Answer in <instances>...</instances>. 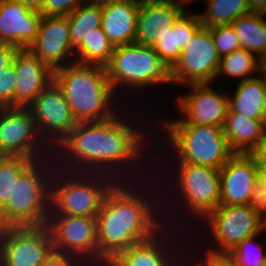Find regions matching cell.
<instances>
[{"mask_svg":"<svg viewBox=\"0 0 266 266\" xmlns=\"http://www.w3.org/2000/svg\"><path fill=\"white\" fill-rule=\"evenodd\" d=\"M120 107L122 108L121 111L108 120L77 123L53 150L56 167L66 171L103 173L113 177L116 181H137L139 178V180H144L145 178L149 180L147 178L151 177L150 174H154L152 172L155 170L150 168V173V170L147 169L149 168L148 165H146L147 162H142V160L148 159V161H150L151 159L152 164L154 160H156L153 165H157L156 157L159 155L160 151L158 150V152L153 154L156 155L155 158L154 156L152 157L153 160L148 156L151 154L149 145L152 139L157 141L155 139H157L158 136L156 135L155 138L153 134L155 132L154 128H152L153 132L150 129H148L150 132H148V130L146 131V127L142 126L145 120L141 119V122L139 119L138 121V119H136L138 117H135L136 115L134 114L135 111H131L134 117L132 115L128 116V108L125 111V108L123 109L122 106ZM138 122H141V124ZM140 126L144 127V130L143 128L140 129ZM149 133H151L154 138L152 137V139H150ZM146 141H149V143ZM146 144H149L148 147ZM148 148L149 152L146 150ZM142 163L145 165L142 166ZM137 165L142 167V171L143 169L144 171L142 172L141 168L139 169ZM145 170L148 172L146 173ZM135 173H137V175ZM145 173H149V176Z\"/></svg>","mask_w":266,"mask_h":266,"instance_id":"obj_1","label":"cell"},{"mask_svg":"<svg viewBox=\"0 0 266 266\" xmlns=\"http://www.w3.org/2000/svg\"><path fill=\"white\" fill-rule=\"evenodd\" d=\"M155 177H150L153 182L117 181L107 192L96 216L98 266H106L120 252L148 240L164 226L161 186Z\"/></svg>","mask_w":266,"mask_h":266,"instance_id":"obj_2","label":"cell"},{"mask_svg":"<svg viewBox=\"0 0 266 266\" xmlns=\"http://www.w3.org/2000/svg\"><path fill=\"white\" fill-rule=\"evenodd\" d=\"M173 165H175L174 169H173ZM170 166H171V168H170ZM170 166L167 165L165 168L169 167V168H167L168 170L172 169V173L170 174L172 176V178L170 177V175L166 176V173H164V170L159 172V173L162 172L164 174L163 177L159 176V173L157 172V170L155 171L158 174V175L157 174H155V175H156V177L158 178V180L160 182L162 180L163 181L167 180L166 182L164 181V183L166 184L169 181L168 184H166L167 186L163 182L160 183V186L162 187L161 188V199H163V200H161L162 201L161 202V208H162V210L164 212L162 214L164 225H167L169 227H170V225L172 227L175 226V228L177 226L178 231L180 233H182V231L184 232L185 230L190 232V231H193V230H191L189 228L191 225H189L190 223L188 222L189 221L188 220L189 219L188 214L190 215V218L194 217L193 219L199 217L198 220L201 223V221L210 212L214 211L220 205L221 185H220L219 169L211 168V167H208V166L183 163V162H173V164L170 165ZM173 170L176 173L173 172ZM165 176L167 178H164ZM170 179H172L171 180L172 182L170 181ZM169 183L172 184L170 188H168L170 186ZM165 188H166V190H165ZM173 190H175V191H173ZM171 192H173V193H171ZM168 193L170 195L172 194L171 196H175V197L171 199V197H170V195ZM177 194H179V195H177ZM162 196L167 201H165ZM167 198L169 200L171 199V201L169 202V200ZM175 202L177 203L176 205L174 204ZM168 203H169V205H168ZM170 203H172V204H170ZM180 204H181V206H180ZM171 206L173 207V209H172L173 212L170 214L169 212H170ZM176 206H178V207H176ZM166 207L168 208V210H167ZM174 208L176 210H177V208H179L178 209L179 211L178 210L177 211L174 210ZM182 208H184V209H182ZM189 212H191V213H189ZM185 214H187V215H185ZM172 215H175L177 218H175V216H172ZM184 216L185 217L188 216V217L185 218ZM167 217L169 218V220H168ZM170 217H173V218H170ZM179 217H181V218L179 219ZM182 217H184V218H182ZM172 219H173V221H176L178 224H176V222H174L175 223L174 224ZM177 219H178V221H177ZM181 219H187V222L184 223V222H182ZM170 220L172 222H169ZM180 220H181V222H179ZM179 223H182V224L184 223V225H181V224L179 225ZM185 224H188V226H185ZM181 226H182L183 229L181 228Z\"/></svg>","mask_w":266,"mask_h":266,"instance_id":"obj_3","label":"cell"},{"mask_svg":"<svg viewBox=\"0 0 266 266\" xmlns=\"http://www.w3.org/2000/svg\"><path fill=\"white\" fill-rule=\"evenodd\" d=\"M54 81L62 89L77 123L108 120L121 110L117 103L124 105L101 65L67 64L54 71Z\"/></svg>","mask_w":266,"mask_h":266,"instance_id":"obj_4","label":"cell"},{"mask_svg":"<svg viewBox=\"0 0 266 266\" xmlns=\"http://www.w3.org/2000/svg\"><path fill=\"white\" fill-rule=\"evenodd\" d=\"M50 163V164H49ZM54 155L33 161L13 184L12 195L0 210V228L40 226L48 222Z\"/></svg>","mask_w":266,"mask_h":266,"instance_id":"obj_5","label":"cell"},{"mask_svg":"<svg viewBox=\"0 0 266 266\" xmlns=\"http://www.w3.org/2000/svg\"><path fill=\"white\" fill-rule=\"evenodd\" d=\"M116 182L107 174L56 167L50 182L49 215L96 217L107 192Z\"/></svg>","mask_w":266,"mask_h":266,"instance_id":"obj_6","label":"cell"},{"mask_svg":"<svg viewBox=\"0 0 266 266\" xmlns=\"http://www.w3.org/2000/svg\"><path fill=\"white\" fill-rule=\"evenodd\" d=\"M168 144L171 153L168 165L183 162L220 169L234 155L231 151L223 127L199 124L157 125ZM165 132V134H164ZM173 149H170L172 148ZM175 155H172V152ZM174 156V158H172ZM176 157V158H175Z\"/></svg>","mask_w":266,"mask_h":266,"instance_id":"obj_7","label":"cell"},{"mask_svg":"<svg viewBox=\"0 0 266 266\" xmlns=\"http://www.w3.org/2000/svg\"><path fill=\"white\" fill-rule=\"evenodd\" d=\"M105 69L117 97L128 99L126 100L128 103L130 97H125L128 93L126 88L132 93L134 89L135 92H139L152 85L171 83L170 70L160 60L153 46L135 42L115 46L112 58ZM119 93L120 96L123 93L121 97Z\"/></svg>","mask_w":266,"mask_h":266,"instance_id":"obj_8","label":"cell"},{"mask_svg":"<svg viewBox=\"0 0 266 266\" xmlns=\"http://www.w3.org/2000/svg\"><path fill=\"white\" fill-rule=\"evenodd\" d=\"M201 222L214 240L206 249L217 254H228L246 238L266 231V222L249 205H219Z\"/></svg>","mask_w":266,"mask_h":266,"instance_id":"obj_9","label":"cell"},{"mask_svg":"<svg viewBox=\"0 0 266 266\" xmlns=\"http://www.w3.org/2000/svg\"><path fill=\"white\" fill-rule=\"evenodd\" d=\"M52 153L53 150L39 136L27 108H0V156L25 157L36 161Z\"/></svg>","mask_w":266,"mask_h":266,"instance_id":"obj_10","label":"cell"},{"mask_svg":"<svg viewBox=\"0 0 266 266\" xmlns=\"http://www.w3.org/2000/svg\"><path fill=\"white\" fill-rule=\"evenodd\" d=\"M218 55L210 28L202 26L182 50L170 69L173 85L212 84L219 67Z\"/></svg>","mask_w":266,"mask_h":266,"instance_id":"obj_11","label":"cell"},{"mask_svg":"<svg viewBox=\"0 0 266 266\" xmlns=\"http://www.w3.org/2000/svg\"><path fill=\"white\" fill-rule=\"evenodd\" d=\"M53 250L47 224L0 228V266H40Z\"/></svg>","mask_w":266,"mask_h":266,"instance_id":"obj_12","label":"cell"},{"mask_svg":"<svg viewBox=\"0 0 266 266\" xmlns=\"http://www.w3.org/2000/svg\"><path fill=\"white\" fill-rule=\"evenodd\" d=\"M53 249L78 256L88 266H98L96 217L49 215Z\"/></svg>","mask_w":266,"mask_h":266,"instance_id":"obj_13","label":"cell"},{"mask_svg":"<svg viewBox=\"0 0 266 266\" xmlns=\"http://www.w3.org/2000/svg\"><path fill=\"white\" fill-rule=\"evenodd\" d=\"M39 136L54 150L77 124L62 89L51 82L27 107Z\"/></svg>","mask_w":266,"mask_h":266,"instance_id":"obj_14","label":"cell"},{"mask_svg":"<svg viewBox=\"0 0 266 266\" xmlns=\"http://www.w3.org/2000/svg\"><path fill=\"white\" fill-rule=\"evenodd\" d=\"M188 93L178 96L176 107L182 118L168 121L163 118L161 124H199L223 127L229 109V94L220 93V89L211 84H191Z\"/></svg>","mask_w":266,"mask_h":266,"instance_id":"obj_15","label":"cell"},{"mask_svg":"<svg viewBox=\"0 0 266 266\" xmlns=\"http://www.w3.org/2000/svg\"><path fill=\"white\" fill-rule=\"evenodd\" d=\"M172 228L173 227H170V230L169 226L164 225L148 240L131 245L124 251L120 252L109 263H107L106 266H181L183 264L182 262H184L181 254H184L183 250L187 249L185 247H188V243L186 242L185 244V241H187L186 239L184 242H181L183 241V232L180 237V233H176V229L178 228L176 227L173 230ZM174 232L179 238H176ZM178 239L179 242L177 241ZM181 247L183 249L182 251L180 250ZM176 248L179 250H176Z\"/></svg>","mask_w":266,"mask_h":266,"instance_id":"obj_16","label":"cell"},{"mask_svg":"<svg viewBox=\"0 0 266 266\" xmlns=\"http://www.w3.org/2000/svg\"><path fill=\"white\" fill-rule=\"evenodd\" d=\"M27 49L52 71L74 63L68 16H43L38 34Z\"/></svg>","mask_w":266,"mask_h":266,"instance_id":"obj_17","label":"cell"},{"mask_svg":"<svg viewBox=\"0 0 266 266\" xmlns=\"http://www.w3.org/2000/svg\"><path fill=\"white\" fill-rule=\"evenodd\" d=\"M220 175V205H248L251 192L259 182V169L251 154H234Z\"/></svg>","mask_w":266,"mask_h":266,"instance_id":"obj_18","label":"cell"},{"mask_svg":"<svg viewBox=\"0 0 266 266\" xmlns=\"http://www.w3.org/2000/svg\"><path fill=\"white\" fill-rule=\"evenodd\" d=\"M15 70V107L28 105L54 81V71L28 49H18L13 57Z\"/></svg>","mask_w":266,"mask_h":266,"instance_id":"obj_19","label":"cell"},{"mask_svg":"<svg viewBox=\"0 0 266 266\" xmlns=\"http://www.w3.org/2000/svg\"><path fill=\"white\" fill-rule=\"evenodd\" d=\"M43 15L14 0L0 1V42L27 49L35 40Z\"/></svg>","mask_w":266,"mask_h":266,"instance_id":"obj_20","label":"cell"},{"mask_svg":"<svg viewBox=\"0 0 266 266\" xmlns=\"http://www.w3.org/2000/svg\"><path fill=\"white\" fill-rule=\"evenodd\" d=\"M180 0H141L137 15L135 43L153 46L158 29L172 28L185 11Z\"/></svg>","mask_w":266,"mask_h":266,"instance_id":"obj_21","label":"cell"},{"mask_svg":"<svg viewBox=\"0 0 266 266\" xmlns=\"http://www.w3.org/2000/svg\"><path fill=\"white\" fill-rule=\"evenodd\" d=\"M186 12L187 10L178 17L172 28L158 29V40L153 45L160 60L169 70L179 60L184 47L203 26L198 13Z\"/></svg>","mask_w":266,"mask_h":266,"instance_id":"obj_22","label":"cell"},{"mask_svg":"<svg viewBox=\"0 0 266 266\" xmlns=\"http://www.w3.org/2000/svg\"><path fill=\"white\" fill-rule=\"evenodd\" d=\"M141 0H123L102 7V29L113 46L135 42Z\"/></svg>","mask_w":266,"mask_h":266,"instance_id":"obj_23","label":"cell"},{"mask_svg":"<svg viewBox=\"0 0 266 266\" xmlns=\"http://www.w3.org/2000/svg\"><path fill=\"white\" fill-rule=\"evenodd\" d=\"M223 132L234 154H251L266 137L261 120L234 112H227Z\"/></svg>","mask_w":266,"mask_h":266,"instance_id":"obj_24","label":"cell"},{"mask_svg":"<svg viewBox=\"0 0 266 266\" xmlns=\"http://www.w3.org/2000/svg\"><path fill=\"white\" fill-rule=\"evenodd\" d=\"M236 84L234 93L229 95L228 112L240 113L246 118L260 120L266 90V68L259 73V77L256 74Z\"/></svg>","mask_w":266,"mask_h":266,"instance_id":"obj_25","label":"cell"},{"mask_svg":"<svg viewBox=\"0 0 266 266\" xmlns=\"http://www.w3.org/2000/svg\"><path fill=\"white\" fill-rule=\"evenodd\" d=\"M241 48L254 53L266 64V29L259 13L240 16L232 23Z\"/></svg>","mask_w":266,"mask_h":266,"instance_id":"obj_26","label":"cell"},{"mask_svg":"<svg viewBox=\"0 0 266 266\" xmlns=\"http://www.w3.org/2000/svg\"><path fill=\"white\" fill-rule=\"evenodd\" d=\"M265 68L266 64L254 53L244 48H239L228 55L220 57L215 80L218 79L217 77L220 78V76L224 75L227 79L240 77L237 82H242L254 77L255 72L258 74Z\"/></svg>","mask_w":266,"mask_h":266,"instance_id":"obj_27","label":"cell"},{"mask_svg":"<svg viewBox=\"0 0 266 266\" xmlns=\"http://www.w3.org/2000/svg\"><path fill=\"white\" fill-rule=\"evenodd\" d=\"M204 13H198L204 27L232 24L240 16L251 13L248 0H206Z\"/></svg>","mask_w":266,"mask_h":266,"instance_id":"obj_28","label":"cell"},{"mask_svg":"<svg viewBox=\"0 0 266 266\" xmlns=\"http://www.w3.org/2000/svg\"><path fill=\"white\" fill-rule=\"evenodd\" d=\"M113 51V44L102 27H98L75 49V62L105 67L110 62Z\"/></svg>","mask_w":266,"mask_h":266,"instance_id":"obj_29","label":"cell"},{"mask_svg":"<svg viewBox=\"0 0 266 266\" xmlns=\"http://www.w3.org/2000/svg\"><path fill=\"white\" fill-rule=\"evenodd\" d=\"M68 18L71 44L76 49L95 28L102 26V7L85 2L70 13Z\"/></svg>","mask_w":266,"mask_h":266,"instance_id":"obj_30","label":"cell"},{"mask_svg":"<svg viewBox=\"0 0 266 266\" xmlns=\"http://www.w3.org/2000/svg\"><path fill=\"white\" fill-rule=\"evenodd\" d=\"M34 160L25 157L0 156V210L12 195L13 184Z\"/></svg>","mask_w":266,"mask_h":266,"instance_id":"obj_31","label":"cell"},{"mask_svg":"<svg viewBox=\"0 0 266 266\" xmlns=\"http://www.w3.org/2000/svg\"><path fill=\"white\" fill-rule=\"evenodd\" d=\"M258 237L259 234L246 238L228 253L238 266H264L266 252L256 241Z\"/></svg>","mask_w":266,"mask_h":266,"instance_id":"obj_32","label":"cell"},{"mask_svg":"<svg viewBox=\"0 0 266 266\" xmlns=\"http://www.w3.org/2000/svg\"><path fill=\"white\" fill-rule=\"evenodd\" d=\"M210 32L220 57L241 48L232 24L213 26L210 28Z\"/></svg>","mask_w":266,"mask_h":266,"instance_id":"obj_33","label":"cell"},{"mask_svg":"<svg viewBox=\"0 0 266 266\" xmlns=\"http://www.w3.org/2000/svg\"><path fill=\"white\" fill-rule=\"evenodd\" d=\"M15 70L12 62L0 70V108L15 107Z\"/></svg>","mask_w":266,"mask_h":266,"instance_id":"obj_34","label":"cell"},{"mask_svg":"<svg viewBox=\"0 0 266 266\" xmlns=\"http://www.w3.org/2000/svg\"><path fill=\"white\" fill-rule=\"evenodd\" d=\"M86 0H45L42 11L43 16H68Z\"/></svg>","mask_w":266,"mask_h":266,"instance_id":"obj_35","label":"cell"},{"mask_svg":"<svg viewBox=\"0 0 266 266\" xmlns=\"http://www.w3.org/2000/svg\"><path fill=\"white\" fill-rule=\"evenodd\" d=\"M40 266H88L78 256L53 250Z\"/></svg>","mask_w":266,"mask_h":266,"instance_id":"obj_36","label":"cell"},{"mask_svg":"<svg viewBox=\"0 0 266 266\" xmlns=\"http://www.w3.org/2000/svg\"><path fill=\"white\" fill-rule=\"evenodd\" d=\"M248 205L266 222V187L262 183L254 186Z\"/></svg>","mask_w":266,"mask_h":266,"instance_id":"obj_37","label":"cell"},{"mask_svg":"<svg viewBox=\"0 0 266 266\" xmlns=\"http://www.w3.org/2000/svg\"><path fill=\"white\" fill-rule=\"evenodd\" d=\"M204 260L201 265L195 264V266H238L235 261L229 256V254H217L209 251H205L203 254Z\"/></svg>","mask_w":266,"mask_h":266,"instance_id":"obj_38","label":"cell"},{"mask_svg":"<svg viewBox=\"0 0 266 266\" xmlns=\"http://www.w3.org/2000/svg\"><path fill=\"white\" fill-rule=\"evenodd\" d=\"M18 48L9 43L0 42V70L8 66L12 60Z\"/></svg>","mask_w":266,"mask_h":266,"instance_id":"obj_39","label":"cell"},{"mask_svg":"<svg viewBox=\"0 0 266 266\" xmlns=\"http://www.w3.org/2000/svg\"><path fill=\"white\" fill-rule=\"evenodd\" d=\"M255 158L258 169L266 170V137L264 141L251 153Z\"/></svg>","mask_w":266,"mask_h":266,"instance_id":"obj_40","label":"cell"},{"mask_svg":"<svg viewBox=\"0 0 266 266\" xmlns=\"http://www.w3.org/2000/svg\"><path fill=\"white\" fill-rule=\"evenodd\" d=\"M14 1H17L21 5L38 12L42 11L43 5L45 3V0H14Z\"/></svg>","mask_w":266,"mask_h":266,"instance_id":"obj_41","label":"cell"},{"mask_svg":"<svg viewBox=\"0 0 266 266\" xmlns=\"http://www.w3.org/2000/svg\"><path fill=\"white\" fill-rule=\"evenodd\" d=\"M251 12L259 13L266 10V0H248Z\"/></svg>","mask_w":266,"mask_h":266,"instance_id":"obj_42","label":"cell"},{"mask_svg":"<svg viewBox=\"0 0 266 266\" xmlns=\"http://www.w3.org/2000/svg\"><path fill=\"white\" fill-rule=\"evenodd\" d=\"M123 1V0H86L87 3H90L92 5H96L98 7H104L108 6L109 4H112L114 2Z\"/></svg>","mask_w":266,"mask_h":266,"instance_id":"obj_43","label":"cell"},{"mask_svg":"<svg viewBox=\"0 0 266 266\" xmlns=\"http://www.w3.org/2000/svg\"><path fill=\"white\" fill-rule=\"evenodd\" d=\"M260 120L262 122V126H263L264 130L266 131V90L264 93L263 108H262V114H261Z\"/></svg>","mask_w":266,"mask_h":266,"instance_id":"obj_44","label":"cell"},{"mask_svg":"<svg viewBox=\"0 0 266 266\" xmlns=\"http://www.w3.org/2000/svg\"><path fill=\"white\" fill-rule=\"evenodd\" d=\"M259 182L266 187V170H259Z\"/></svg>","mask_w":266,"mask_h":266,"instance_id":"obj_45","label":"cell"},{"mask_svg":"<svg viewBox=\"0 0 266 266\" xmlns=\"http://www.w3.org/2000/svg\"><path fill=\"white\" fill-rule=\"evenodd\" d=\"M259 14H260V16H261V19H262L263 24H264L265 29H266V20H265V18H264L265 15H266V10H263V11L259 12Z\"/></svg>","mask_w":266,"mask_h":266,"instance_id":"obj_46","label":"cell"},{"mask_svg":"<svg viewBox=\"0 0 266 266\" xmlns=\"http://www.w3.org/2000/svg\"><path fill=\"white\" fill-rule=\"evenodd\" d=\"M182 3L188 5L193 0H180ZM195 1V0H194ZM197 1V0H196Z\"/></svg>","mask_w":266,"mask_h":266,"instance_id":"obj_47","label":"cell"},{"mask_svg":"<svg viewBox=\"0 0 266 266\" xmlns=\"http://www.w3.org/2000/svg\"><path fill=\"white\" fill-rule=\"evenodd\" d=\"M187 255L188 256H185L186 258L184 259V262H183L182 266H187V264H188V263L185 262V260H187V259L189 260V258H187V257H190V255L189 254H187ZM184 263H186V264L184 265ZM190 266H195V265H190Z\"/></svg>","mask_w":266,"mask_h":266,"instance_id":"obj_48","label":"cell"}]
</instances>
